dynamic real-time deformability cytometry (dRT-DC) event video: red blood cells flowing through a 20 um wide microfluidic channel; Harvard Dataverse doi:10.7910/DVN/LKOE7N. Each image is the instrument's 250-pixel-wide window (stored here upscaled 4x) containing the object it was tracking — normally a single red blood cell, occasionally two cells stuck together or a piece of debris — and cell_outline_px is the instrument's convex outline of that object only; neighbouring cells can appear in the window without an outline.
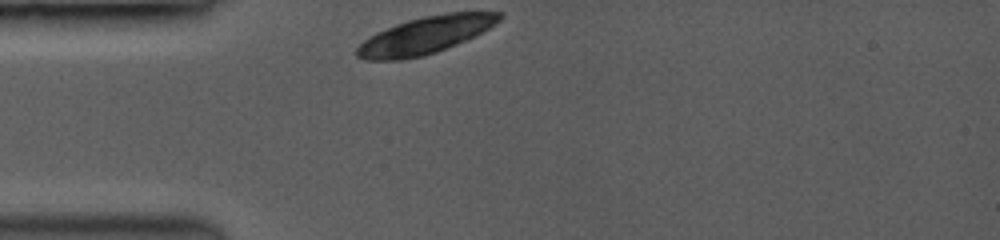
{"species": "common noctule bat (a hibernating species)", "species_latin": "Nyctalus noctula", "temperature_condition": "room temperature", "stored_images_in_passage": 35, "camera_frame_rate_fps": 3500, "um_per_image_px": 0.085, "animal": {"sex": "female", "body_mass_g": 19.0, "forearm_length_mm": 53.3}, "frame": {"image": 1, "passage_image": 1, "time_ms": 0.0, "image_size_px": [1000, 240], "cell_outline_px": [[504, 16], [496, 24], [464, 40], [436, 52], [420, 56], [400, 60], [364, 60], [356, 56], [356, 48], [368, 36], [376, 32], [396, 24], [408, 20], [424, 16], [448, 12], [504, 12]], "centroid_in_image_um": [36.12, 2.98], "position_along_channel_um": 48.9, "area_um2": 30.52}}
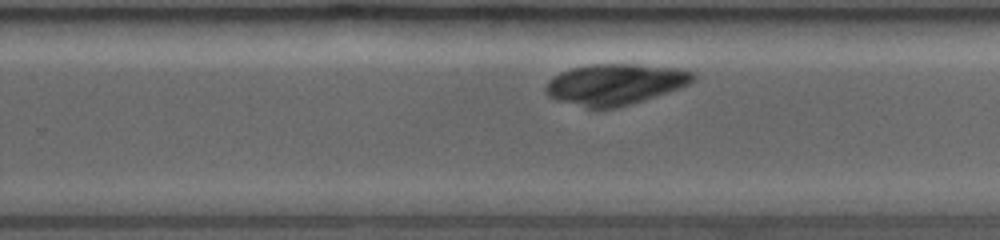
{"frame": {"image": 2, "passage_image": 23, "time_ms": 6.286, "image_size_px": [1000, 240], "cell_outline_px": [[696, 76], [688, 84], [616, 108], [588, 108], [560, 100], [548, 96], [544, 88], [560, 72], [572, 68], [588, 64], [636, 64], [680, 68], [696, 72]], "centroid_in_image_um": [52.28, 7.13], "position_along_channel_um": 277.5, "area_um2": 34.39}}
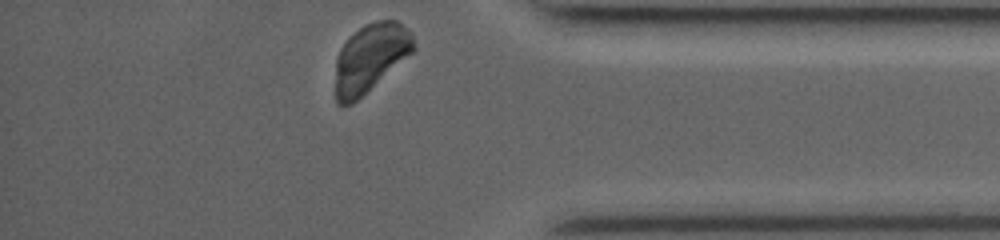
{"frame": {"image": 3, "passage_image": 35, "time_ms": 9.714, "image_size_px": [1000, 240], "cell_outline_px": [[416, 48], [412, 52], [352, 104], [336, 104], [336, 56], [340, 48], [360, 28], [376, 20], [396, 20], [412, 36]], "centroid_in_image_um": [31.45, 4.93], "position_along_channel_um": 403.7, "area_um2": 30.17}}